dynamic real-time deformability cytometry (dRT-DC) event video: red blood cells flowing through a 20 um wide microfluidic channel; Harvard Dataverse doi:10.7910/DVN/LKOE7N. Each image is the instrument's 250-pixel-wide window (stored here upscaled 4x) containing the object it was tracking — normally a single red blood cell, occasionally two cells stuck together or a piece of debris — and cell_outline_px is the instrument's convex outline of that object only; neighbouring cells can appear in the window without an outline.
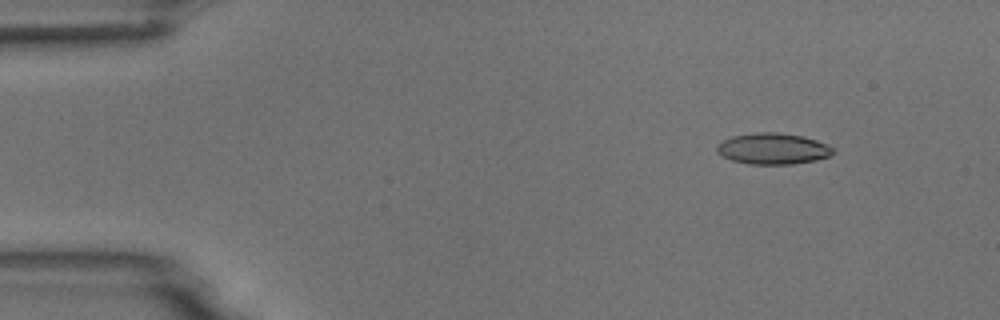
{"species": "common noctule bat (a hibernating species)", "species_latin": "Nyctalus noctula", "temperature_condition": "room temperature", "stored_images_in_passage": 5, "camera_frame_rate_fps": 3000, "um_per_image_px": 0.085, "animal": {"sex": "male", "body_mass_g": 18.8}, "frame": {"image": 1, "passage_image": 2, "time_ms": 1.333, "image_size_px": [1000, 320], "cell_outline_px": [[836, 152], [828, 156], [816, 160], [792, 164], [748, 164], [732, 160], [720, 156], [716, 152], [716, 144], [732, 136], [756, 132], [776, 132], [804, 136], [816, 140], [836, 148]], "centroid_in_image_um": [65.69, 12.64], "position_along_channel_um": 19.3, "area_um2": 21.33}}
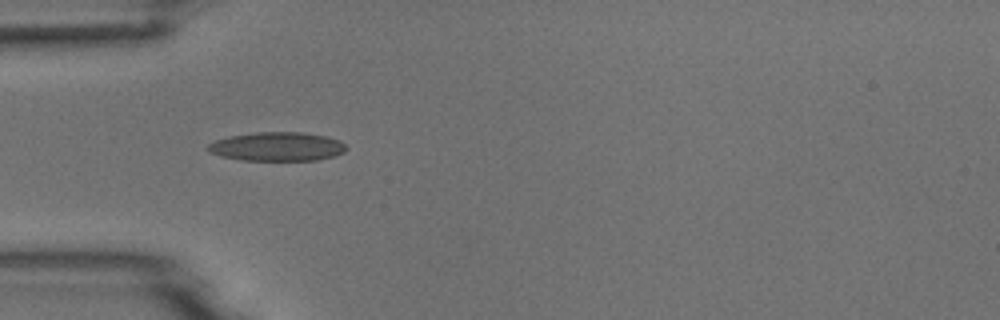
{"frame": {"image": 2, "passage_image": 5, "time_ms": 4.667, "image_size_px": [1000, 320], "cell_outline_px": [[348, 148], [344, 152], [332, 156], [316, 160], [240, 160], [220, 156], [208, 152], [204, 148], [208, 144], [216, 140], [228, 136], [256, 132], [300, 132], [328, 136], [340, 140]], "centroid_in_image_um": [23.52, 12.45], "position_along_channel_um": 61.5, "area_um2": 23.47}}